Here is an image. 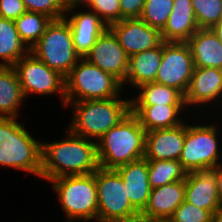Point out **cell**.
<instances>
[{"instance_id": "1", "label": "cell", "mask_w": 222, "mask_h": 222, "mask_svg": "<svg viewBox=\"0 0 222 222\" xmlns=\"http://www.w3.org/2000/svg\"><path fill=\"white\" fill-rule=\"evenodd\" d=\"M66 138L41 143V178L49 181L62 176L91 174L99 168L97 143L69 129Z\"/></svg>"}, {"instance_id": "2", "label": "cell", "mask_w": 222, "mask_h": 222, "mask_svg": "<svg viewBox=\"0 0 222 222\" xmlns=\"http://www.w3.org/2000/svg\"><path fill=\"white\" fill-rule=\"evenodd\" d=\"M99 167L117 169L145 156L146 130L130 112L97 142Z\"/></svg>"}, {"instance_id": "3", "label": "cell", "mask_w": 222, "mask_h": 222, "mask_svg": "<svg viewBox=\"0 0 222 222\" xmlns=\"http://www.w3.org/2000/svg\"><path fill=\"white\" fill-rule=\"evenodd\" d=\"M73 105V119L69 130L86 139L99 140L131 112V99L119 97L103 100L65 102Z\"/></svg>"}, {"instance_id": "4", "label": "cell", "mask_w": 222, "mask_h": 222, "mask_svg": "<svg viewBox=\"0 0 222 222\" xmlns=\"http://www.w3.org/2000/svg\"><path fill=\"white\" fill-rule=\"evenodd\" d=\"M41 177V142L16 118L0 117V166Z\"/></svg>"}, {"instance_id": "5", "label": "cell", "mask_w": 222, "mask_h": 222, "mask_svg": "<svg viewBox=\"0 0 222 222\" xmlns=\"http://www.w3.org/2000/svg\"><path fill=\"white\" fill-rule=\"evenodd\" d=\"M122 83L86 58H80L65 77L66 102L119 97ZM78 97V98H77Z\"/></svg>"}, {"instance_id": "6", "label": "cell", "mask_w": 222, "mask_h": 222, "mask_svg": "<svg viewBox=\"0 0 222 222\" xmlns=\"http://www.w3.org/2000/svg\"><path fill=\"white\" fill-rule=\"evenodd\" d=\"M52 188L57 192L61 208L67 221L96 220L98 199L95 172L85 175L62 176L52 180Z\"/></svg>"}, {"instance_id": "7", "label": "cell", "mask_w": 222, "mask_h": 222, "mask_svg": "<svg viewBox=\"0 0 222 222\" xmlns=\"http://www.w3.org/2000/svg\"><path fill=\"white\" fill-rule=\"evenodd\" d=\"M38 60L66 77L81 58L73 44L71 27L65 18L52 20L30 49Z\"/></svg>"}, {"instance_id": "8", "label": "cell", "mask_w": 222, "mask_h": 222, "mask_svg": "<svg viewBox=\"0 0 222 222\" xmlns=\"http://www.w3.org/2000/svg\"><path fill=\"white\" fill-rule=\"evenodd\" d=\"M98 212L97 222H125L140 218L128 199L124 182L116 169L99 167L95 171Z\"/></svg>"}, {"instance_id": "9", "label": "cell", "mask_w": 222, "mask_h": 222, "mask_svg": "<svg viewBox=\"0 0 222 222\" xmlns=\"http://www.w3.org/2000/svg\"><path fill=\"white\" fill-rule=\"evenodd\" d=\"M217 129L215 125L185 123L184 146L179 161L188 173L212 170L222 165L218 161L219 157L222 160V152L218 150Z\"/></svg>"}, {"instance_id": "10", "label": "cell", "mask_w": 222, "mask_h": 222, "mask_svg": "<svg viewBox=\"0 0 222 222\" xmlns=\"http://www.w3.org/2000/svg\"><path fill=\"white\" fill-rule=\"evenodd\" d=\"M25 98L29 94L52 95L59 92L63 105L65 77L38 60L32 53L20 58L13 66Z\"/></svg>"}, {"instance_id": "11", "label": "cell", "mask_w": 222, "mask_h": 222, "mask_svg": "<svg viewBox=\"0 0 222 222\" xmlns=\"http://www.w3.org/2000/svg\"><path fill=\"white\" fill-rule=\"evenodd\" d=\"M194 70L193 57L187 42H162V59L156 83L187 92Z\"/></svg>"}, {"instance_id": "12", "label": "cell", "mask_w": 222, "mask_h": 222, "mask_svg": "<svg viewBox=\"0 0 222 222\" xmlns=\"http://www.w3.org/2000/svg\"><path fill=\"white\" fill-rule=\"evenodd\" d=\"M84 58L104 72L113 75L121 83L125 81L129 68V56L109 28L98 37Z\"/></svg>"}, {"instance_id": "13", "label": "cell", "mask_w": 222, "mask_h": 222, "mask_svg": "<svg viewBox=\"0 0 222 222\" xmlns=\"http://www.w3.org/2000/svg\"><path fill=\"white\" fill-rule=\"evenodd\" d=\"M108 28L129 57L158 47L163 42L161 31L150 27L141 18L122 19Z\"/></svg>"}, {"instance_id": "14", "label": "cell", "mask_w": 222, "mask_h": 222, "mask_svg": "<svg viewBox=\"0 0 222 222\" xmlns=\"http://www.w3.org/2000/svg\"><path fill=\"white\" fill-rule=\"evenodd\" d=\"M184 197L185 180L151 189L147 205L140 213V218L154 222H167L182 204Z\"/></svg>"}, {"instance_id": "15", "label": "cell", "mask_w": 222, "mask_h": 222, "mask_svg": "<svg viewBox=\"0 0 222 222\" xmlns=\"http://www.w3.org/2000/svg\"><path fill=\"white\" fill-rule=\"evenodd\" d=\"M185 201L213 214L222 208L217 191L216 174L212 170L187 173L185 179Z\"/></svg>"}, {"instance_id": "16", "label": "cell", "mask_w": 222, "mask_h": 222, "mask_svg": "<svg viewBox=\"0 0 222 222\" xmlns=\"http://www.w3.org/2000/svg\"><path fill=\"white\" fill-rule=\"evenodd\" d=\"M185 122L179 126L146 132L145 158L147 160H177L185 139Z\"/></svg>"}, {"instance_id": "17", "label": "cell", "mask_w": 222, "mask_h": 222, "mask_svg": "<svg viewBox=\"0 0 222 222\" xmlns=\"http://www.w3.org/2000/svg\"><path fill=\"white\" fill-rule=\"evenodd\" d=\"M222 97V69L194 67L187 92L184 95L186 108L216 102Z\"/></svg>"}, {"instance_id": "18", "label": "cell", "mask_w": 222, "mask_h": 222, "mask_svg": "<svg viewBox=\"0 0 222 222\" xmlns=\"http://www.w3.org/2000/svg\"><path fill=\"white\" fill-rule=\"evenodd\" d=\"M120 174L127 197L132 206L141 213L147 205L151 194V187L148 179V160L143 157L129 162L116 169Z\"/></svg>"}, {"instance_id": "19", "label": "cell", "mask_w": 222, "mask_h": 222, "mask_svg": "<svg viewBox=\"0 0 222 222\" xmlns=\"http://www.w3.org/2000/svg\"><path fill=\"white\" fill-rule=\"evenodd\" d=\"M66 16L64 18L71 27L75 50L81 58H84L108 26L96 12H91V10L74 12L70 18Z\"/></svg>"}, {"instance_id": "20", "label": "cell", "mask_w": 222, "mask_h": 222, "mask_svg": "<svg viewBox=\"0 0 222 222\" xmlns=\"http://www.w3.org/2000/svg\"><path fill=\"white\" fill-rule=\"evenodd\" d=\"M198 29L191 0H174L161 36L165 42H187Z\"/></svg>"}, {"instance_id": "21", "label": "cell", "mask_w": 222, "mask_h": 222, "mask_svg": "<svg viewBox=\"0 0 222 222\" xmlns=\"http://www.w3.org/2000/svg\"><path fill=\"white\" fill-rule=\"evenodd\" d=\"M187 43L194 67L222 69V44L210 28H199Z\"/></svg>"}, {"instance_id": "22", "label": "cell", "mask_w": 222, "mask_h": 222, "mask_svg": "<svg viewBox=\"0 0 222 222\" xmlns=\"http://www.w3.org/2000/svg\"><path fill=\"white\" fill-rule=\"evenodd\" d=\"M186 105H131V112L138 118L146 132L179 126L180 112ZM179 115V116H178Z\"/></svg>"}, {"instance_id": "23", "label": "cell", "mask_w": 222, "mask_h": 222, "mask_svg": "<svg viewBox=\"0 0 222 222\" xmlns=\"http://www.w3.org/2000/svg\"><path fill=\"white\" fill-rule=\"evenodd\" d=\"M162 59V43L153 49L145 50L129 57V68L125 84L139 88L141 85L155 82Z\"/></svg>"}, {"instance_id": "24", "label": "cell", "mask_w": 222, "mask_h": 222, "mask_svg": "<svg viewBox=\"0 0 222 222\" xmlns=\"http://www.w3.org/2000/svg\"><path fill=\"white\" fill-rule=\"evenodd\" d=\"M24 98L13 67L0 66V117L17 118Z\"/></svg>"}, {"instance_id": "25", "label": "cell", "mask_w": 222, "mask_h": 222, "mask_svg": "<svg viewBox=\"0 0 222 222\" xmlns=\"http://www.w3.org/2000/svg\"><path fill=\"white\" fill-rule=\"evenodd\" d=\"M30 50L20 39L13 20L0 18V66L12 67Z\"/></svg>"}, {"instance_id": "26", "label": "cell", "mask_w": 222, "mask_h": 222, "mask_svg": "<svg viewBox=\"0 0 222 222\" xmlns=\"http://www.w3.org/2000/svg\"><path fill=\"white\" fill-rule=\"evenodd\" d=\"M138 89L139 96L131 99V105H185L184 95L175 88L152 82Z\"/></svg>"}, {"instance_id": "27", "label": "cell", "mask_w": 222, "mask_h": 222, "mask_svg": "<svg viewBox=\"0 0 222 222\" xmlns=\"http://www.w3.org/2000/svg\"><path fill=\"white\" fill-rule=\"evenodd\" d=\"M187 171L177 160H148V179L151 189L185 180Z\"/></svg>"}, {"instance_id": "28", "label": "cell", "mask_w": 222, "mask_h": 222, "mask_svg": "<svg viewBox=\"0 0 222 222\" xmlns=\"http://www.w3.org/2000/svg\"><path fill=\"white\" fill-rule=\"evenodd\" d=\"M52 20L45 14L26 11L14 22L20 39L30 50L41 38Z\"/></svg>"}, {"instance_id": "29", "label": "cell", "mask_w": 222, "mask_h": 222, "mask_svg": "<svg viewBox=\"0 0 222 222\" xmlns=\"http://www.w3.org/2000/svg\"><path fill=\"white\" fill-rule=\"evenodd\" d=\"M80 6H87L88 9L96 12L108 27L121 20L119 0H77L76 2H68L66 14L73 13L74 8H80Z\"/></svg>"}, {"instance_id": "30", "label": "cell", "mask_w": 222, "mask_h": 222, "mask_svg": "<svg viewBox=\"0 0 222 222\" xmlns=\"http://www.w3.org/2000/svg\"><path fill=\"white\" fill-rule=\"evenodd\" d=\"M174 0H145L141 19L160 31L167 24Z\"/></svg>"}, {"instance_id": "31", "label": "cell", "mask_w": 222, "mask_h": 222, "mask_svg": "<svg viewBox=\"0 0 222 222\" xmlns=\"http://www.w3.org/2000/svg\"><path fill=\"white\" fill-rule=\"evenodd\" d=\"M199 28H211L222 18V0H191Z\"/></svg>"}, {"instance_id": "32", "label": "cell", "mask_w": 222, "mask_h": 222, "mask_svg": "<svg viewBox=\"0 0 222 222\" xmlns=\"http://www.w3.org/2000/svg\"><path fill=\"white\" fill-rule=\"evenodd\" d=\"M27 11L42 13L53 20L66 15L67 0H22Z\"/></svg>"}, {"instance_id": "33", "label": "cell", "mask_w": 222, "mask_h": 222, "mask_svg": "<svg viewBox=\"0 0 222 222\" xmlns=\"http://www.w3.org/2000/svg\"><path fill=\"white\" fill-rule=\"evenodd\" d=\"M211 216L208 210L184 200L167 222H211Z\"/></svg>"}, {"instance_id": "34", "label": "cell", "mask_w": 222, "mask_h": 222, "mask_svg": "<svg viewBox=\"0 0 222 222\" xmlns=\"http://www.w3.org/2000/svg\"><path fill=\"white\" fill-rule=\"evenodd\" d=\"M26 11L22 0H0V18L15 21Z\"/></svg>"}, {"instance_id": "35", "label": "cell", "mask_w": 222, "mask_h": 222, "mask_svg": "<svg viewBox=\"0 0 222 222\" xmlns=\"http://www.w3.org/2000/svg\"><path fill=\"white\" fill-rule=\"evenodd\" d=\"M121 20L126 18H140L145 0H119Z\"/></svg>"}, {"instance_id": "36", "label": "cell", "mask_w": 222, "mask_h": 222, "mask_svg": "<svg viewBox=\"0 0 222 222\" xmlns=\"http://www.w3.org/2000/svg\"><path fill=\"white\" fill-rule=\"evenodd\" d=\"M212 171L216 174L217 191L222 202V165L213 168Z\"/></svg>"}, {"instance_id": "37", "label": "cell", "mask_w": 222, "mask_h": 222, "mask_svg": "<svg viewBox=\"0 0 222 222\" xmlns=\"http://www.w3.org/2000/svg\"><path fill=\"white\" fill-rule=\"evenodd\" d=\"M222 44V18L210 28Z\"/></svg>"}, {"instance_id": "38", "label": "cell", "mask_w": 222, "mask_h": 222, "mask_svg": "<svg viewBox=\"0 0 222 222\" xmlns=\"http://www.w3.org/2000/svg\"><path fill=\"white\" fill-rule=\"evenodd\" d=\"M211 222H222V208L212 214Z\"/></svg>"}, {"instance_id": "39", "label": "cell", "mask_w": 222, "mask_h": 222, "mask_svg": "<svg viewBox=\"0 0 222 222\" xmlns=\"http://www.w3.org/2000/svg\"><path fill=\"white\" fill-rule=\"evenodd\" d=\"M125 222H154V221H149V220H145V219H142V218H138V219H135V220H132V221H125Z\"/></svg>"}, {"instance_id": "40", "label": "cell", "mask_w": 222, "mask_h": 222, "mask_svg": "<svg viewBox=\"0 0 222 222\" xmlns=\"http://www.w3.org/2000/svg\"><path fill=\"white\" fill-rule=\"evenodd\" d=\"M68 2H76L77 0H67Z\"/></svg>"}]
</instances>
